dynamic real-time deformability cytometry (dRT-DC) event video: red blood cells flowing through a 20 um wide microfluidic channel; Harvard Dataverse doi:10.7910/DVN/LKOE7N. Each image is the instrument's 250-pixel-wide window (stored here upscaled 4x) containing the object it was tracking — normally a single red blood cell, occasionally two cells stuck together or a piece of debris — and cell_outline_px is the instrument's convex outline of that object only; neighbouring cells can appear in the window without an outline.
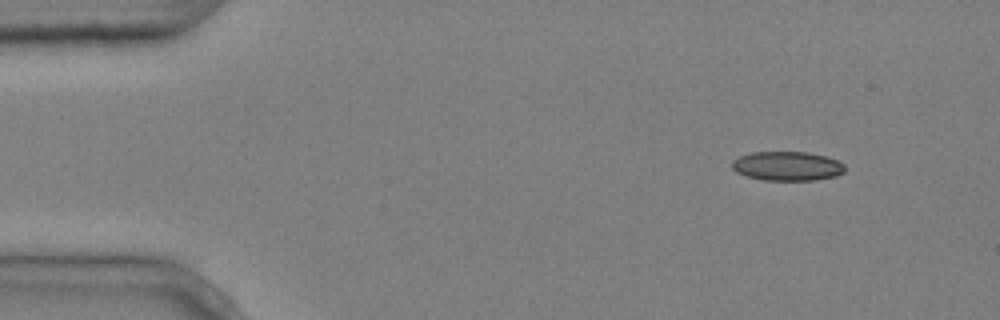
{"species": "common noctule bat (a hibernating species)", "species_latin": "Nyctalus noctula", "temperature_condition": "cold", "stored_images_in_passage": 3, "camera_frame_rate_fps": 3000, "um_per_image_px": 0.085, "animal": {"sex": "male", "body_mass_g": 20.4}, "frame": {"image": 1, "passage_image": 1, "time_ms": 0.0, "image_size_px": [1000, 320], "cell_outline_px": [[844, 172], [836, 176], [816, 180], [764, 180], [748, 176], [736, 172], [732, 168], [732, 160], [740, 156], [752, 152], [808, 152], [824, 156], [836, 160], [844, 164]], "centroid_in_image_um": [66.91, 14.11], "position_along_channel_um": 18.1, "area_um2": 19.13}}
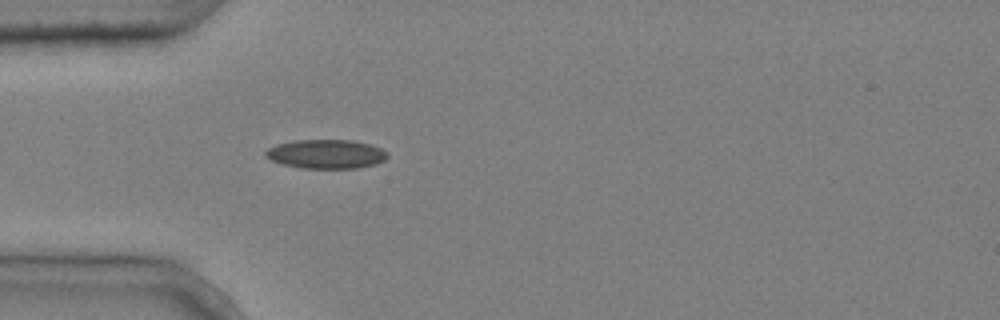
{"frame": {"image": 2, "passage_image": 3, "time_ms": 0.667, "image_size_px": [1000, 320], "cell_outline_px": [[388, 156], [384, 160], [376, 164], [356, 168], [300, 168], [284, 164], [272, 160], [264, 156], [264, 152], [268, 148], [276, 144], [296, 140], [352, 140], [368, 144], [380, 148], [388, 152]], "centroid_in_image_um": [27.71, 13.09], "position_along_channel_um": 57.3, "area_um2": 20.58}}